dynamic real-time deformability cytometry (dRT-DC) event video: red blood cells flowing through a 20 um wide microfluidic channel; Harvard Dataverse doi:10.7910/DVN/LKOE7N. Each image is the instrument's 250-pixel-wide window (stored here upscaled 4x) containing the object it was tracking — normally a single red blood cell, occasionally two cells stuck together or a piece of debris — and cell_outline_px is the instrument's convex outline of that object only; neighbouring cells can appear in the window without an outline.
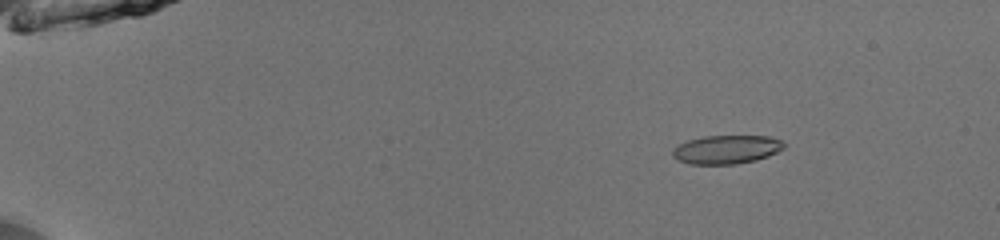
{"species": "common noctule bat (a hibernating species)", "species_latin": "Nyctalus noctula", "temperature_condition": "room temperature", "stored_images_in_passage": 46, "camera_frame_rate_fps": 3000, "um_per_image_px": 0.085, "animal": {"sex": "male", "body_mass_g": 13.0, "forearm_length_mm": 53.1}, "frame": {"image": 1, "passage_image": 2, "time_ms": 0.333, "image_size_px": [1000, 240], "cell_outline_px": [[788, 144], [784, 148], [768, 156], [756, 160], [736, 164], [688, 164], [676, 160], [672, 156], [672, 152], [680, 144], [688, 140], [704, 136], [772, 136]], "centroid_in_image_um": [61.78, 12.71], "position_along_channel_um": 23.2, "area_um2": 18.67}}
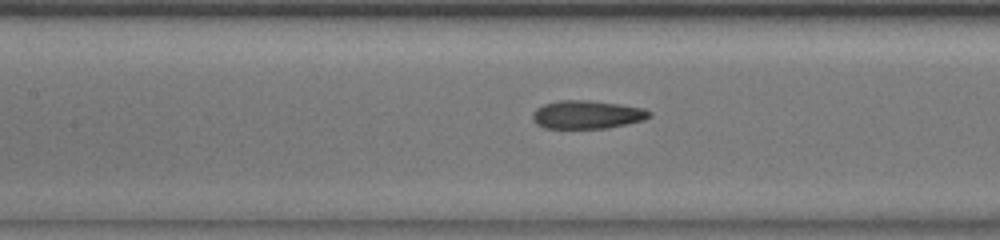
{"frame": {"image": 2, "passage_image": 20, "time_ms": 6.333, "image_size_px": [1000, 240], "cell_outline_px": [[652, 116], [644, 120], [608, 128], [544, 128], [536, 124], [532, 120], [532, 112], [536, 108], [544, 104], [560, 100], [588, 100], [620, 104], [644, 108], [652, 112]], "centroid_in_image_um": [49.9, 9.74], "position_along_channel_um": 157.5, "area_um2": 19.42}}
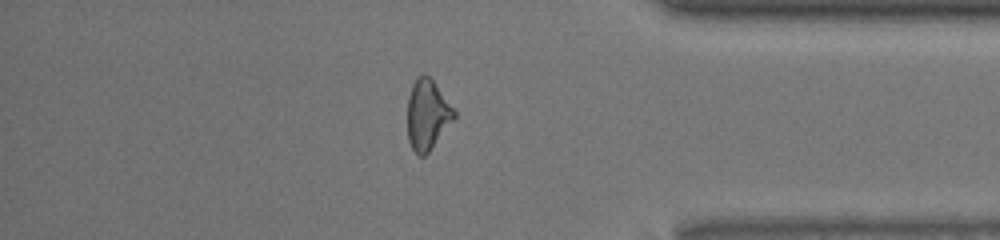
{"frame": {"image": 3, "passage_image": 39, "time_ms": 12.667, "image_size_px": [1000, 240], "cell_outline_px": [[456, 116], [428, 152], [424, 156], [416, 156], [408, 140], [408, 96], [412, 84], [424, 72], [432, 80], [456, 112]], "centroid_in_image_um": [36.3, 9.77], "position_along_channel_um": 398.9, "area_um2": 18.73}, "authors_computed_cell_mechanics": {"area_um2": 19.1029, "velocity_mm_per_s": 4.0423, "shape_relaxation_time_tau1_ms": 3.9232, "shape_relaxation_time_tau2_ms": 2.7721, "deformation_change_tau1": 0.1408, "deformation_change_tau2": 0.0958}}